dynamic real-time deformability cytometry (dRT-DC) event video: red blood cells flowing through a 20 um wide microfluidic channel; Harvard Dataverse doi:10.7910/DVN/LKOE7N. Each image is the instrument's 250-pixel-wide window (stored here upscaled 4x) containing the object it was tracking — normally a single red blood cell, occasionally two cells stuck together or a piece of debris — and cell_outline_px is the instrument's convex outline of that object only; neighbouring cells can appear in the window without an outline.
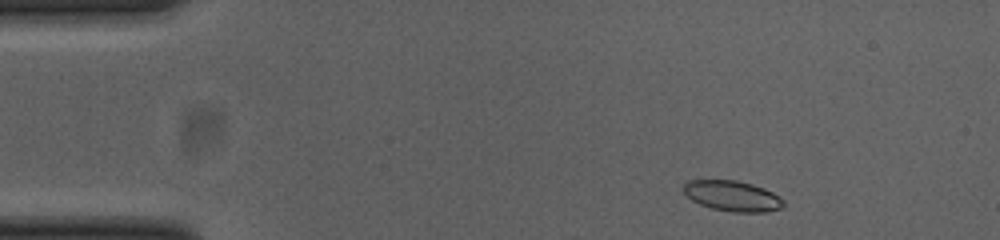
{"species": "common noctule bat (a hibernating species)", "species_latin": "Nyctalus noctula", "temperature_condition": "cold", "stored_images_in_passage": 48, "camera_frame_rate_fps": 3000, "um_per_image_px": 0.085, "animal": {"sex": "female", "body_mass_g": 23.0, "forearm_length_mm": 53.4}, "frame": {"image": 1, "passage_image": 2, "time_ms": 0.333, "image_size_px": [1000, 240], "cell_outline_px": [[784, 204], [780, 208], [764, 212], [732, 212], [712, 208], [700, 204], [692, 200], [684, 192], [684, 184], [688, 180], [736, 180], [752, 184], [764, 188], [772, 192], [784, 200]], "centroid_in_image_um": [62.26, 16.65], "position_along_channel_um": 22.7, "area_um2": 17.63}}
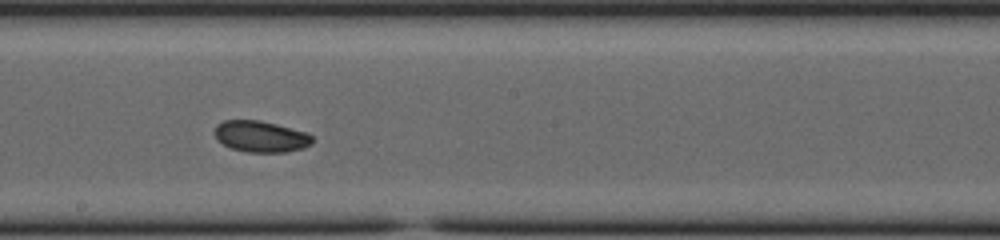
{"frame": {"image": 2, "passage_image": 24, "time_ms": 7.667, "image_size_px": [1000, 240], "cell_outline_px": [[312, 144], [304, 148], [288, 152], [248, 152], [232, 148], [224, 144], [216, 136], [216, 124], [224, 120], [260, 120], [308, 132], [312, 136]], "centroid_in_image_um": [22.22, 11.6], "position_along_channel_um": 226.0, "area_um2": 17.74}}
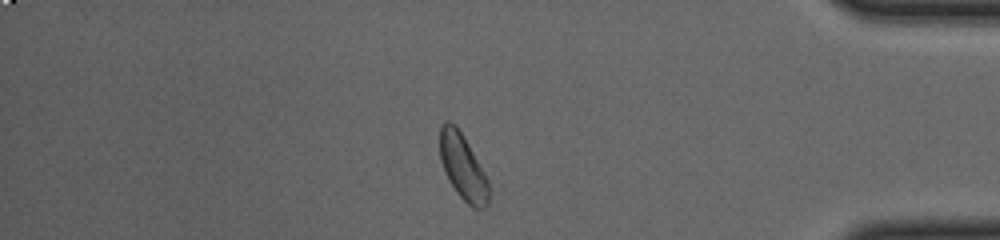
{"frame": {"image": 3, "passage_image": 40, "time_ms": 13.0, "image_size_px": [1000, 240], "cell_outline_px": [[488, 204], [484, 208], [472, 208], [456, 192], [440, 160], [440, 124], [444, 120], [448, 120], [456, 124], [464, 136], [484, 172], [488, 180]], "centroid_in_image_um": [39.33, 14.14], "position_along_channel_um": 395.9, "area_um2": 18.55}, "authors_computed_cell_mechanics": {"area_um2": 18.0625, "velocity_mm_per_s": 3.8221, "shape_relaxation_time_tau1_ms": 2.2712, "shape_relaxation_time_tau2_ms": null, "deformation_change_tau1": 0.0945, "deformation_change_tau2": null}}